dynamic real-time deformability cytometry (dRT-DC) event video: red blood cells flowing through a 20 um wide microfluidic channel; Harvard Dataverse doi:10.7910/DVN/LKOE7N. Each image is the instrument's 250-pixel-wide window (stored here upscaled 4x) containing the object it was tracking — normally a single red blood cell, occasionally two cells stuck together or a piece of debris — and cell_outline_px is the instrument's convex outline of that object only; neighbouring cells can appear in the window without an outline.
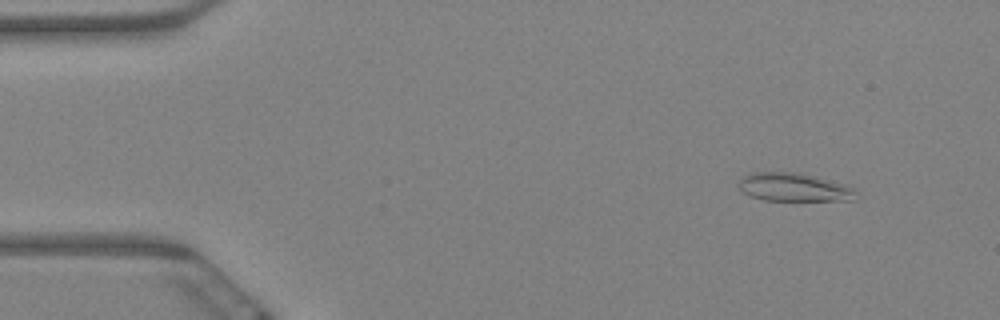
{"species": "Egyptian fruit bat (a non-hibernating species)", "species_latin": "Rousettus aegyptiacus", "temperature_condition": "warm", "stored_images_in_passage": 8, "camera_frame_rate_fps": 3000, "um_per_image_px": 0.085, "animal": {"sex": "female"}, "frame": {"image": 1, "passage_image": 2, "time_ms": 0.333, "image_size_px": [1000, 320], "cell_outline_px": [[856, 192], [852, 200], [764, 200], [740, 192], [736, 184], [744, 176], [752, 172], [800, 172], [848, 184], [856, 188]], "centroid_in_image_um": [67.48, 15.9], "position_along_channel_um": 17.5, "area_um2": 19.65}}
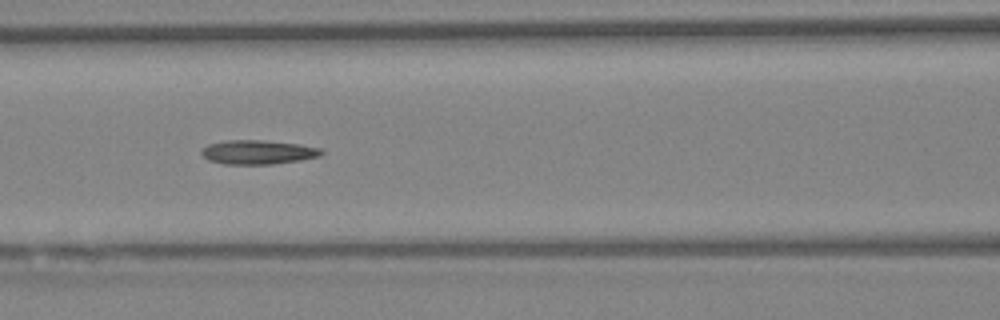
{"frame": {"image": 2, "passage_image": 7, "time_ms": 2.0, "image_size_px": [1000, 320], "cell_outline_px": [[324, 152], [320, 156], [300, 160], [272, 164], [224, 164], [208, 160], [200, 152], [208, 144], [224, 140], [260, 140], [300, 144], [320, 148]], "centroid_in_image_um": [21.92, 12.93], "position_along_channel_um": 144.7, "area_um2": 16.82}}
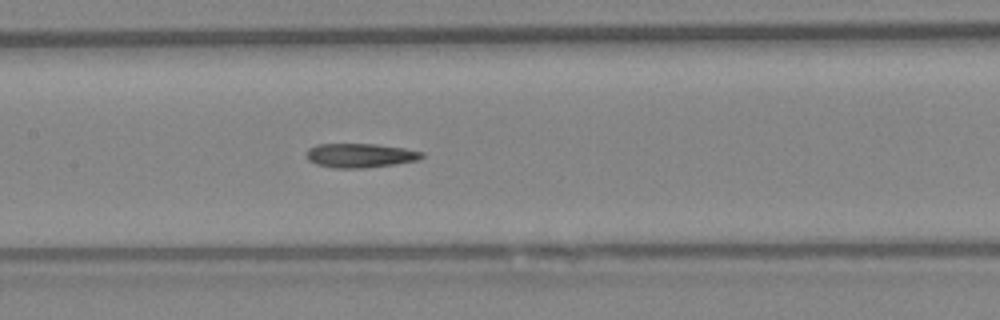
{"frame": {"image": 3, "passage_image": 8, "time_ms": 2.333, "image_size_px": [1000, 320], "cell_outline_px": [[424, 156], [420, 160], [396, 164], [364, 168], [336, 168], [316, 164], [308, 160], [308, 148], [316, 144], [376, 144], [404, 148], [424, 152]], "centroid_in_image_um": [30.66, 13.21], "position_along_channel_um": 176.7, "area_um2": 16.3}}